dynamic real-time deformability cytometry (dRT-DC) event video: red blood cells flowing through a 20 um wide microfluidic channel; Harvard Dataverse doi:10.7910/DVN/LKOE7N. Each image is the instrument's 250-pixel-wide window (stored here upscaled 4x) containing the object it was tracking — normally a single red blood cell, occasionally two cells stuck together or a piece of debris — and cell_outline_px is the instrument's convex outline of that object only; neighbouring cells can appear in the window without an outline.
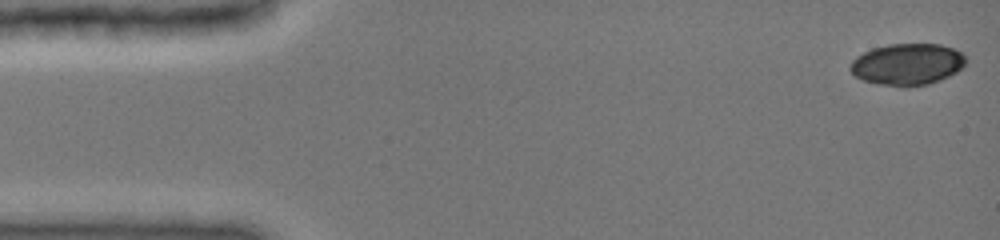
{"species": "common noctule bat (a hibernating species)", "species_latin": "Nyctalus noctula", "temperature_condition": "cold", "stored_images_in_passage": 47, "camera_frame_rate_fps": 3000, "um_per_image_px": 0.085, "animal": {"sex": "female", "body_mass_g": 19.0, "forearm_length_mm": 51.5}, "frame": {"image": 1, "passage_image": 1, "time_ms": 0.0, "image_size_px": [1000, 240], "cell_outline_px": [[968, 60], [956, 72], [940, 80], [928, 84], [908, 88], [904, 88], [880, 84], [864, 80], [856, 76], [848, 68], [852, 60], [856, 56], [872, 48], [888, 44], [940, 44], [952, 48], [960, 52]], "centroid_in_image_um": [77.11, 5.47], "position_along_channel_um": 7.9, "area_um2": 28.15}}
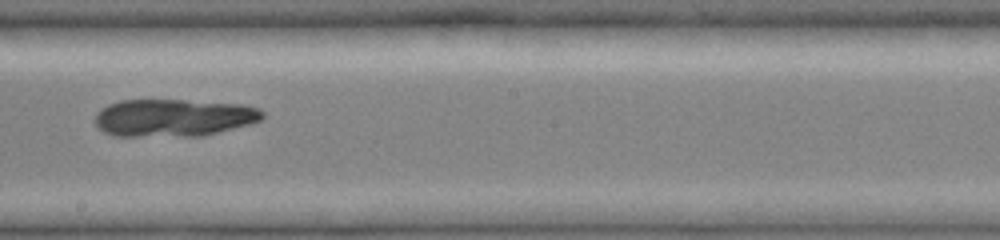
{"frame": {"image": 2, "passage_image": 27, "time_ms": 8.667, "image_size_px": [1000, 240], "cell_outline_px": [[264, 116], [260, 120], [248, 124], [204, 136], [112, 136], [104, 132], [92, 120], [96, 112], [108, 104], [120, 100], [184, 100], [240, 104], [260, 108], [264, 112]], "centroid_in_image_um": [14.71, 10.01], "position_along_channel_um": 233.5, "area_um2": 36.82}}
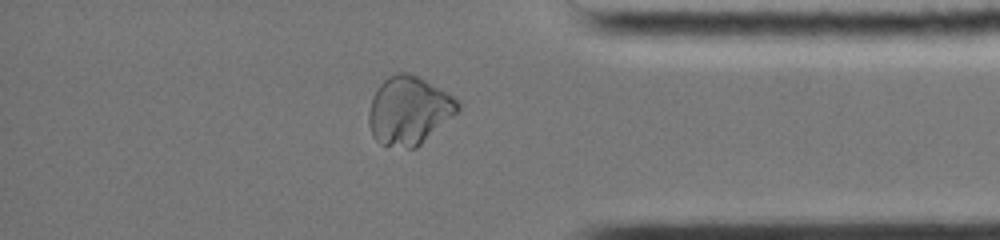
{"frame": {"image": 3, "passage_image": 40, "time_ms": 13.0, "image_size_px": [1000, 240], "cell_outline_px": [[460, 112], [416, 148], [408, 148], [380, 144], [372, 136], [368, 124], [368, 112], [372, 96], [380, 84], [388, 76], [396, 72], [408, 72], [448, 92], [460, 104]], "centroid_in_image_um": [34.76, 9.4], "position_along_channel_um": 400.4, "area_um2": 35.72}}